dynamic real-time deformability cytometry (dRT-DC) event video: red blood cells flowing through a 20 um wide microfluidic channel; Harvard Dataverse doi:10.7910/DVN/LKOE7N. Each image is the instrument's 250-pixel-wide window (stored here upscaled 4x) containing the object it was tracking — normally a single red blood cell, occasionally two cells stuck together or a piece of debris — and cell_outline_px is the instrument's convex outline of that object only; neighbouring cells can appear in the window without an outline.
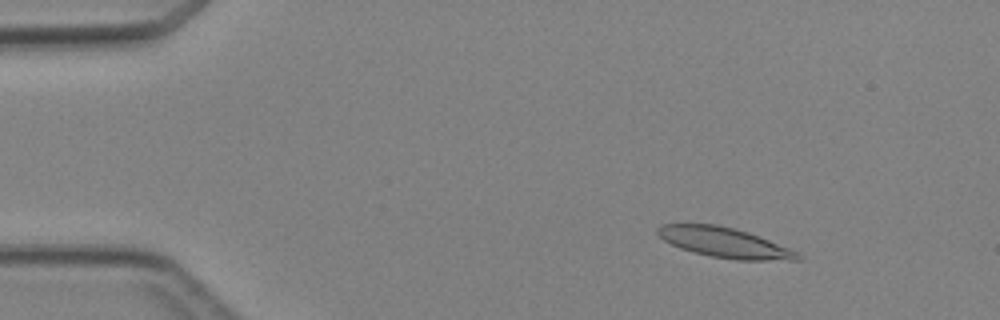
{"species": "Egyptian fruit bat (a non-hibernating species)", "species_latin": "Rousettus aegyptiacus", "temperature_condition": "cold", "stored_images_in_passage": 3, "camera_frame_rate_fps": 3000, "um_per_image_px": 0.085, "animal": {"sex": "female"}, "frame": {"image": 1, "passage_image": 1, "time_ms": 0.0, "image_size_px": [1000, 320], "cell_outline_px": [[804, 260], [736, 260], [712, 256], [692, 252], [680, 248], [664, 240], [656, 232], [656, 228], [660, 224], [716, 224], [736, 228], [748, 232], [788, 248], [804, 256]], "centroid_in_image_um": [61.58, 20.62], "position_along_channel_um": 23.4, "area_um2": 24.45}}